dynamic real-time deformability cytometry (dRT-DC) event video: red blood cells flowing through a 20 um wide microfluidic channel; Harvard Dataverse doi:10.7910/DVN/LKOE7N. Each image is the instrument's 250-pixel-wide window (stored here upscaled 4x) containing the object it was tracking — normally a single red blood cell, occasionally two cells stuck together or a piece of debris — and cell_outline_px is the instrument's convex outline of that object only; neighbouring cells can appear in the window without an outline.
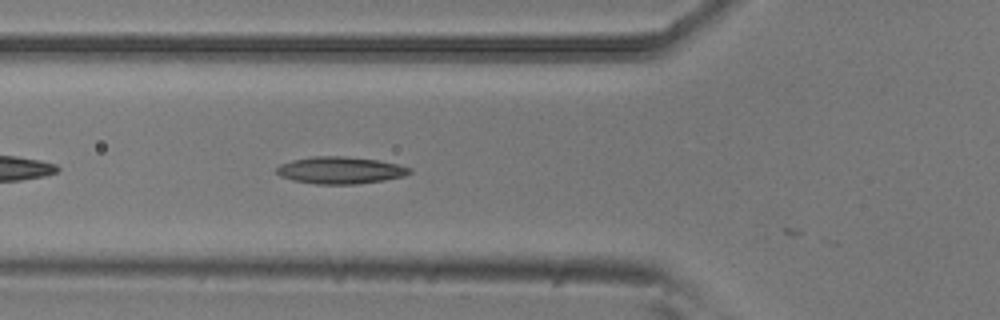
{"species": "common noctule bat (a hibernating species)", "species_latin": "Nyctalus noctula", "temperature_condition": "room temperature", "stored_images_in_passage": 10, "camera_frame_rate_fps": 3000, "um_per_image_px": 0.085, "animal": {"sex": "male", "body_mass_g": 20.5, "forearm_length_mm": 52.5}, "frame": {"image": 1, "passage_image": 4, "time_ms": 1.0, "image_size_px": [1000, 320], "cell_outline_px": [[412, 172], [404, 176], [384, 180], [356, 184], [316, 184], [292, 180], [280, 176], [276, 172], [276, 168], [280, 164], [292, 160], [312, 156], [344, 156], [376, 160], [396, 164], [412, 168]], "centroid_in_image_um": [28.9, 14.47], "position_along_channel_um": 96.9, "area_um2": 20.92}}
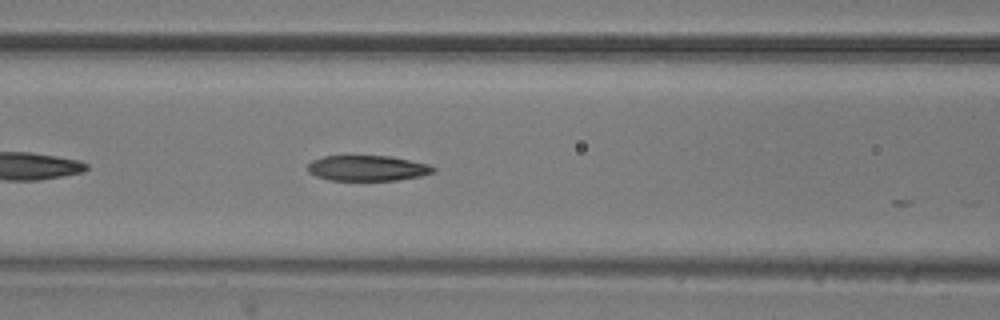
{"frame": {"image": 2, "passage_image": 7, "time_ms": 2.0, "image_size_px": [1000, 320], "cell_outline_px": [[436, 168], [432, 172], [420, 176], [396, 180], [328, 180], [316, 176], [308, 172], [308, 164], [312, 160], [324, 156], [388, 156], [428, 164]], "centroid_in_image_um": [31.19, 14.29], "position_along_channel_um": 135.4, "area_um2": 18.44}}